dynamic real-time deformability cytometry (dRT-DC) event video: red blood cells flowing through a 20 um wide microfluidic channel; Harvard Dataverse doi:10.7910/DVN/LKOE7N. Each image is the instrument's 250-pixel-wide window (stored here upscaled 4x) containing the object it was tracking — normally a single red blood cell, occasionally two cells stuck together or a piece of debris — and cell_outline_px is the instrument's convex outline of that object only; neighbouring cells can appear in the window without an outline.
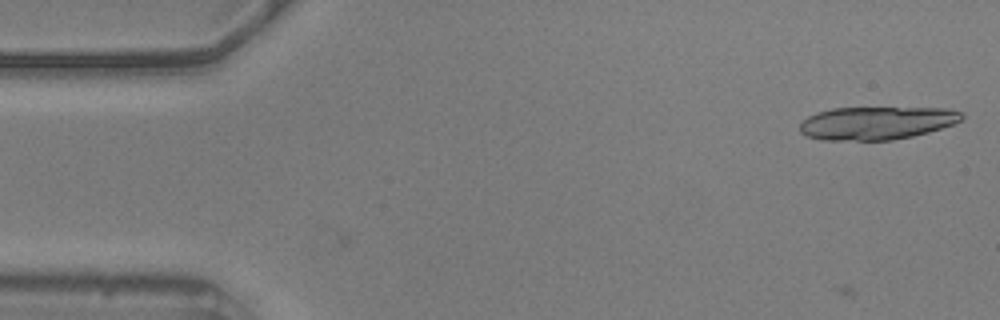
{"species": "common noctule bat (a hibernating species)", "species_latin": "Nyctalus noctula", "temperature_condition": "warm", "stored_images_in_passage": 2, "camera_frame_rate_fps": 3000, "um_per_image_px": 0.085, "animal": {"sex": "male", "body_mass_g": 20.5, "forearm_length_mm": 52.5}, "frame": {"image": 1, "passage_image": 2, "time_ms": 0.333, "image_size_px": [1000, 320], "cell_outline_px": [[964, 116], [960, 120], [952, 124], [928, 132], [912, 136], [892, 140], [824, 140], [804, 136], [800, 132], [800, 124], [808, 116], [816, 112], [832, 108], [948, 108], [964, 112]], "centroid_in_image_um": [74.49, 10.45], "position_along_channel_um": 10.5, "area_um2": 31.21}}